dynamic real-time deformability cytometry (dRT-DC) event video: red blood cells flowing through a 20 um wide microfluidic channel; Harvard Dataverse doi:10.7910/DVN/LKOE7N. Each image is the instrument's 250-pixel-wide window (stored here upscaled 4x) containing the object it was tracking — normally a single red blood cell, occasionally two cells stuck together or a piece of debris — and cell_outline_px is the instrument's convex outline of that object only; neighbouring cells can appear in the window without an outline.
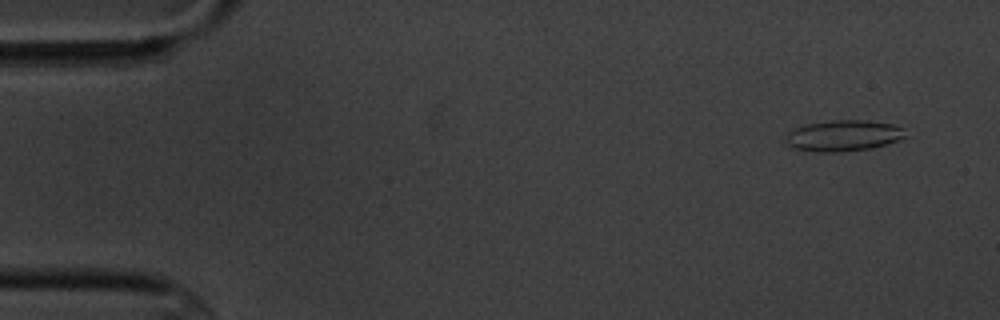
{"species": "common noctule bat (a hibernating species)", "species_latin": "Nyctalus noctula", "temperature_condition": "cold", "stored_images_in_passage": 6, "camera_frame_rate_fps": 3000, "um_per_image_px": 0.085, "animal": {"sex": "male", "body_mass_g": 20.1, "forearm_length_mm": 53.5}, "frame": {"image": 1, "passage_image": 1, "time_ms": 0.0, "image_size_px": [1000, 320], "cell_outline_px": [[908, 136], [900, 140], [872, 148], [840, 152], [816, 152], [792, 148], [784, 140], [784, 136], [792, 128], [804, 124], [832, 120], [864, 120], [892, 124], [904, 128]], "centroid_in_image_um": [71.66, 11.53], "position_along_channel_um": 13.3, "area_um2": 22.08}}
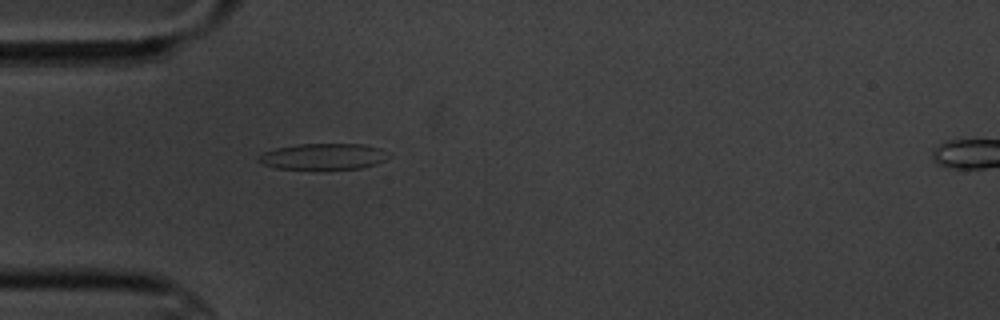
{"frame": {"image": 2, "passage_image": 5, "time_ms": 4.333, "image_size_px": [1000, 320], "cell_outline_px": [[392, 156], [376, 164], [360, 168], [276, 168], [264, 164], [256, 160], [256, 156], [264, 152], [276, 148], [296, 144], [364, 144], [380, 148]], "centroid_in_image_um": [27.48, 13.28], "position_along_channel_um": 57.5, "area_um2": 19.59}}